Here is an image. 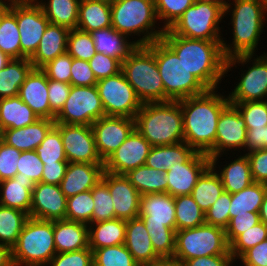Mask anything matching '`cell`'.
<instances>
[{
    "label": "cell",
    "instance_id": "be15d7a7",
    "mask_svg": "<svg viewBox=\"0 0 267 266\" xmlns=\"http://www.w3.org/2000/svg\"><path fill=\"white\" fill-rule=\"evenodd\" d=\"M254 182L267 185V149L246 153Z\"/></svg>",
    "mask_w": 267,
    "mask_h": 266
},
{
    "label": "cell",
    "instance_id": "277c9868",
    "mask_svg": "<svg viewBox=\"0 0 267 266\" xmlns=\"http://www.w3.org/2000/svg\"><path fill=\"white\" fill-rule=\"evenodd\" d=\"M174 197L168 193L141 195L139 217L144 221L153 249L160 258H173L176 240Z\"/></svg>",
    "mask_w": 267,
    "mask_h": 266
},
{
    "label": "cell",
    "instance_id": "f6af8a7d",
    "mask_svg": "<svg viewBox=\"0 0 267 266\" xmlns=\"http://www.w3.org/2000/svg\"><path fill=\"white\" fill-rule=\"evenodd\" d=\"M93 266H139L125 244L92 250Z\"/></svg>",
    "mask_w": 267,
    "mask_h": 266
},
{
    "label": "cell",
    "instance_id": "e7e4bbea",
    "mask_svg": "<svg viewBox=\"0 0 267 266\" xmlns=\"http://www.w3.org/2000/svg\"><path fill=\"white\" fill-rule=\"evenodd\" d=\"M236 263L240 266H267V239L245 251Z\"/></svg>",
    "mask_w": 267,
    "mask_h": 266
},
{
    "label": "cell",
    "instance_id": "03108f58",
    "mask_svg": "<svg viewBox=\"0 0 267 266\" xmlns=\"http://www.w3.org/2000/svg\"><path fill=\"white\" fill-rule=\"evenodd\" d=\"M247 136L243 154L255 150L267 149V125L262 128H246Z\"/></svg>",
    "mask_w": 267,
    "mask_h": 266
},
{
    "label": "cell",
    "instance_id": "9f6ffc18",
    "mask_svg": "<svg viewBox=\"0 0 267 266\" xmlns=\"http://www.w3.org/2000/svg\"><path fill=\"white\" fill-rule=\"evenodd\" d=\"M71 65L72 57L65 52L49 61L41 69L46 73L48 79L70 84Z\"/></svg>",
    "mask_w": 267,
    "mask_h": 266
},
{
    "label": "cell",
    "instance_id": "60d3db41",
    "mask_svg": "<svg viewBox=\"0 0 267 266\" xmlns=\"http://www.w3.org/2000/svg\"><path fill=\"white\" fill-rule=\"evenodd\" d=\"M0 50L11 59L21 58L20 32L15 17V3H10V9L1 19Z\"/></svg>",
    "mask_w": 267,
    "mask_h": 266
},
{
    "label": "cell",
    "instance_id": "f907efd6",
    "mask_svg": "<svg viewBox=\"0 0 267 266\" xmlns=\"http://www.w3.org/2000/svg\"><path fill=\"white\" fill-rule=\"evenodd\" d=\"M267 239V225L259 222L241 235L230 244V253L236 261L245 251L258 245Z\"/></svg>",
    "mask_w": 267,
    "mask_h": 266
},
{
    "label": "cell",
    "instance_id": "ffe728a7",
    "mask_svg": "<svg viewBox=\"0 0 267 266\" xmlns=\"http://www.w3.org/2000/svg\"><path fill=\"white\" fill-rule=\"evenodd\" d=\"M209 166L210 158L200 152L185 163L174 164L166 171L167 193L173 197L191 195L198 178Z\"/></svg>",
    "mask_w": 267,
    "mask_h": 266
},
{
    "label": "cell",
    "instance_id": "a7ac6f4b",
    "mask_svg": "<svg viewBox=\"0 0 267 266\" xmlns=\"http://www.w3.org/2000/svg\"><path fill=\"white\" fill-rule=\"evenodd\" d=\"M68 164H44L41 182L60 185L64 178Z\"/></svg>",
    "mask_w": 267,
    "mask_h": 266
},
{
    "label": "cell",
    "instance_id": "94428289",
    "mask_svg": "<svg viewBox=\"0 0 267 266\" xmlns=\"http://www.w3.org/2000/svg\"><path fill=\"white\" fill-rule=\"evenodd\" d=\"M70 84L72 86H93L97 79L90 68L89 61L72 58Z\"/></svg>",
    "mask_w": 267,
    "mask_h": 266
},
{
    "label": "cell",
    "instance_id": "83f0119b",
    "mask_svg": "<svg viewBox=\"0 0 267 266\" xmlns=\"http://www.w3.org/2000/svg\"><path fill=\"white\" fill-rule=\"evenodd\" d=\"M56 253L89 247L88 225L66 219L53 220Z\"/></svg>",
    "mask_w": 267,
    "mask_h": 266
},
{
    "label": "cell",
    "instance_id": "ba28073f",
    "mask_svg": "<svg viewBox=\"0 0 267 266\" xmlns=\"http://www.w3.org/2000/svg\"><path fill=\"white\" fill-rule=\"evenodd\" d=\"M224 3L220 0H196L164 34H175L190 39L222 41Z\"/></svg>",
    "mask_w": 267,
    "mask_h": 266
},
{
    "label": "cell",
    "instance_id": "8992f818",
    "mask_svg": "<svg viewBox=\"0 0 267 266\" xmlns=\"http://www.w3.org/2000/svg\"><path fill=\"white\" fill-rule=\"evenodd\" d=\"M134 119L135 129L152 147L184 141L179 101L143 103Z\"/></svg>",
    "mask_w": 267,
    "mask_h": 266
},
{
    "label": "cell",
    "instance_id": "2644e50d",
    "mask_svg": "<svg viewBox=\"0 0 267 266\" xmlns=\"http://www.w3.org/2000/svg\"><path fill=\"white\" fill-rule=\"evenodd\" d=\"M145 266H183L180 261L174 258H160L151 264Z\"/></svg>",
    "mask_w": 267,
    "mask_h": 266
},
{
    "label": "cell",
    "instance_id": "680465c9",
    "mask_svg": "<svg viewBox=\"0 0 267 266\" xmlns=\"http://www.w3.org/2000/svg\"><path fill=\"white\" fill-rule=\"evenodd\" d=\"M89 64L97 81L113 76L121 71V62L103 53L96 52L89 60Z\"/></svg>",
    "mask_w": 267,
    "mask_h": 266
},
{
    "label": "cell",
    "instance_id": "7bdbcfd3",
    "mask_svg": "<svg viewBox=\"0 0 267 266\" xmlns=\"http://www.w3.org/2000/svg\"><path fill=\"white\" fill-rule=\"evenodd\" d=\"M176 231L198 227L205 223V213L191 195L174 197Z\"/></svg>",
    "mask_w": 267,
    "mask_h": 266
},
{
    "label": "cell",
    "instance_id": "cb8c5ba5",
    "mask_svg": "<svg viewBox=\"0 0 267 266\" xmlns=\"http://www.w3.org/2000/svg\"><path fill=\"white\" fill-rule=\"evenodd\" d=\"M224 155L226 154L210 157V165L219 174L224 191L234 194L245 189L254 182L250 169V163L246 154H236L237 158L234 157L235 159H232V161L229 157L227 159H229L230 163L225 160L226 164L221 165L222 162H219V158L223 157ZM219 163L221 164L218 165ZM220 166H222V168H220Z\"/></svg>",
    "mask_w": 267,
    "mask_h": 266
},
{
    "label": "cell",
    "instance_id": "6f0895ef",
    "mask_svg": "<svg viewBox=\"0 0 267 266\" xmlns=\"http://www.w3.org/2000/svg\"><path fill=\"white\" fill-rule=\"evenodd\" d=\"M21 151L0 139V182L14 178Z\"/></svg>",
    "mask_w": 267,
    "mask_h": 266
},
{
    "label": "cell",
    "instance_id": "d6a6232c",
    "mask_svg": "<svg viewBox=\"0 0 267 266\" xmlns=\"http://www.w3.org/2000/svg\"><path fill=\"white\" fill-rule=\"evenodd\" d=\"M107 27H111L110 0L80 1L77 29L90 33Z\"/></svg>",
    "mask_w": 267,
    "mask_h": 266
},
{
    "label": "cell",
    "instance_id": "f546056e",
    "mask_svg": "<svg viewBox=\"0 0 267 266\" xmlns=\"http://www.w3.org/2000/svg\"><path fill=\"white\" fill-rule=\"evenodd\" d=\"M90 34L93 38L96 52L116 58L121 63L137 47L130 38L112 27L94 30Z\"/></svg>",
    "mask_w": 267,
    "mask_h": 266
},
{
    "label": "cell",
    "instance_id": "7a4b0ae2",
    "mask_svg": "<svg viewBox=\"0 0 267 266\" xmlns=\"http://www.w3.org/2000/svg\"><path fill=\"white\" fill-rule=\"evenodd\" d=\"M161 40L208 90L220 87L227 76L222 41L190 39L175 34H163Z\"/></svg>",
    "mask_w": 267,
    "mask_h": 266
},
{
    "label": "cell",
    "instance_id": "7dc6e473",
    "mask_svg": "<svg viewBox=\"0 0 267 266\" xmlns=\"http://www.w3.org/2000/svg\"><path fill=\"white\" fill-rule=\"evenodd\" d=\"M91 192L94 199L92 223L115 219L113 198L107 184L100 179Z\"/></svg>",
    "mask_w": 267,
    "mask_h": 266
},
{
    "label": "cell",
    "instance_id": "836d02e7",
    "mask_svg": "<svg viewBox=\"0 0 267 266\" xmlns=\"http://www.w3.org/2000/svg\"><path fill=\"white\" fill-rule=\"evenodd\" d=\"M126 224L127 220L117 218L89 224V248L91 250H96L99 248L124 244Z\"/></svg>",
    "mask_w": 267,
    "mask_h": 266
},
{
    "label": "cell",
    "instance_id": "6125c7cd",
    "mask_svg": "<svg viewBox=\"0 0 267 266\" xmlns=\"http://www.w3.org/2000/svg\"><path fill=\"white\" fill-rule=\"evenodd\" d=\"M71 84L48 79V99L51 111L57 115L67 100Z\"/></svg>",
    "mask_w": 267,
    "mask_h": 266
},
{
    "label": "cell",
    "instance_id": "816d5d0a",
    "mask_svg": "<svg viewBox=\"0 0 267 266\" xmlns=\"http://www.w3.org/2000/svg\"><path fill=\"white\" fill-rule=\"evenodd\" d=\"M242 115L246 128H262L267 125V100L230 102Z\"/></svg>",
    "mask_w": 267,
    "mask_h": 266
},
{
    "label": "cell",
    "instance_id": "c3c4849f",
    "mask_svg": "<svg viewBox=\"0 0 267 266\" xmlns=\"http://www.w3.org/2000/svg\"><path fill=\"white\" fill-rule=\"evenodd\" d=\"M196 0H154L155 12L161 27L169 29L178 20L185 10Z\"/></svg>",
    "mask_w": 267,
    "mask_h": 266
},
{
    "label": "cell",
    "instance_id": "8fae6325",
    "mask_svg": "<svg viewBox=\"0 0 267 266\" xmlns=\"http://www.w3.org/2000/svg\"><path fill=\"white\" fill-rule=\"evenodd\" d=\"M257 56V57H255ZM249 62V63H248ZM241 66L239 81L227 95L229 102H252L267 100V53L236 55L226 59L225 74ZM247 65L244 69V66ZM249 65V66H248ZM252 65V66H251ZM232 68V70H231Z\"/></svg>",
    "mask_w": 267,
    "mask_h": 266
},
{
    "label": "cell",
    "instance_id": "74e56055",
    "mask_svg": "<svg viewBox=\"0 0 267 266\" xmlns=\"http://www.w3.org/2000/svg\"><path fill=\"white\" fill-rule=\"evenodd\" d=\"M47 1V2H46ZM39 0L46 18L52 24H57L69 30L77 28L80 0Z\"/></svg>",
    "mask_w": 267,
    "mask_h": 266
},
{
    "label": "cell",
    "instance_id": "30bf717a",
    "mask_svg": "<svg viewBox=\"0 0 267 266\" xmlns=\"http://www.w3.org/2000/svg\"><path fill=\"white\" fill-rule=\"evenodd\" d=\"M56 255L53 221L29 217L12 247L15 266H45Z\"/></svg>",
    "mask_w": 267,
    "mask_h": 266
},
{
    "label": "cell",
    "instance_id": "11a10c76",
    "mask_svg": "<svg viewBox=\"0 0 267 266\" xmlns=\"http://www.w3.org/2000/svg\"><path fill=\"white\" fill-rule=\"evenodd\" d=\"M45 266H93V252L88 247L72 252L56 253Z\"/></svg>",
    "mask_w": 267,
    "mask_h": 266
},
{
    "label": "cell",
    "instance_id": "d590c367",
    "mask_svg": "<svg viewBox=\"0 0 267 266\" xmlns=\"http://www.w3.org/2000/svg\"><path fill=\"white\" fill-rule=\"evenodd\" d=\"M223 191L224 187L221 178L210 165L198 178L191 196L201 210L206 213Z\"/></svg>",
    "mask_w": 267,
    "mask_h": 266
},
{
    "label": "cell",
    "instance_id": "b9f144b4",
    "mask_svg": "<svg viewBox=\"0 0 267 266\" xmlns=\"http://www.w3.org/2000/svg\"><path fill=\"white\" fill-rule=\"evenodd\" d=\"M28 218L22 210L0 205V244L12 248Z\"/></svg>",
    "mask_w": 267,
    "mask_h": 266
},
{
    "label": "cell",
    "instance_id": "2e32d148",
    "mask_svg": "<svg viewBox=\"0 0 267 266\" xmlns=\"http://www.w3.org/2000/svg\"><path fill=\"white\" fill-rule=\"evenodd\" d=\"M15 17L20 32L21 58H31L50 23L37 3H15Z\"/></svg>",
    "mask_w": 267,
    "mask_h": 266
},
{
    "label": "cell",
    "instance_id": "5bb4252c",
    "mask_svg": "<svg viewBox=\"0 0 267 266\" xmlns=\"http://www.w3.org/2000/svg\"><path fill=\"white\" fill-rule=\"evenodd\" d=\"M106 116H122L134 119L142 107L133 87L122 71L96 83Z\"/></svg>",
    "mask_w": 267,
    "mask_h": 266
},
{
    "label": "cell",
    "instance_id": "681fc988",
    "mask_svg": "<svg viewBox=\"0 0 267 266\" xmlns=\"http://www.w3.org/2000/svg\"><path fill=\"white\" fill-rule=\"evenodd\" d=\"M67 53L72 58L89 61L96 54L91 34L77 28L70 30L67 37Z\"/></svg>",
    "mask_w": 267,
    "mask_h": 266
},
{
    "label": "cell",
    "instance_id": "6da1fadb",
    "mask_svg": "<svg viewBox=\"0 0 267 266\" xmlns=\"http://www.w3.org/2000/svg\"><path fill=\"white\" fill-rule=\"evenodd\" d=\"M218 90L210 89L200 95L179 100L184 142L196 152L207 154L213 148L219 117L230 104L228 96Z\"/></svg>",
    "mask_w": 267,
    "mask_h": 266
},
{
    "label": "cell",
    "instance_id": "e0dca14e",
    "mask_svg": "<svg viewBox=\"0 0 267 266\" xmlns=\"http://www.w3.org/2000/svg\"><path fill=\"white\" fill-rule=\"evenodd\" d=\"M246 134L247 129L244 118L233 104H229L219 117L215 145L207 153L208 157L221 154L229 155L233 151L241 153L240 150L244 151L245 148Z\"/></svg>",
    "mask_w": 267,
    "mask_h": 266
},
{
    "label": "cell",
    "instance_id": "89a4df30",
    "mask_svg": "<svg viewBox=\"0 0 267 266\" xmlns=\"http://www.w3.org/2000/svg\"><path fill=\"white\" fill-rule=\"evenodd\" d=\"M0 266H15L12 257V248L0 244Z\"/></svg>",
    "mask_w": 267,
    "mask_h": 266
},
{
    "label": "cell",
    "instance_id": "9c48e42d",
    "mask_svg": "<svg viewBox=\"0 0 267 266\" xmlns=\"http://www.w3.org/2000/svg\"><path fill=\"white\" fill-rule=\"evenodd\" d=\"M121 71L142 103L164 102L163 82L148 46H137L121 63Z\"/></svg>",
    "mask_w": 267,
    "mask_h": 266
},
{
    "label": "cell",
    "instance_id": "8c879c8a",
    "mask_svg": "<svg viewBox=\"0 0 267 266\" xmlns=\"http://www.w3.org/2000/svg\"><path fill=\"white\" fill-rule=\"evenodd\" d=\"M259 217H260V221L263 222L265 225H267V194L261 204V207L259 210Z\"/></svg>",
    "mask_w": 267,
    "mask_h": 266
},
{
    "label": "cell",
    "instance_id": "d4e9b609",
    "mask_svg": "<svg viewBox=\"0 0 267 266\" xmlns=\"http://www.w3.org/2000/svg\"><path fill=\"white\" fill-rule=\"evenodd\" d=\"M104 164L68 163L60 188L66 198L91 190L102 178Z\"/></svg>",
    "mask_w": 267,
    "mask_h": 266
},
{
    "label": "cell",
    "instance_id": "9a60e30c",
    "mask_svg": "<svg viewBox=\"0 0 267 266\" xmlns=\"http://www.w3.org/2000/svg\"><path fill=\"white\" fill-rule=\"evenodd\" d=\"M60 130L69 163L104 164L100 158L91 126L55 123Z\"/></svg>",
    "mask_w": 267,
    "mask_h": 266
},
{
    "label": "cell",
    "instance_id": "753ad0ef",
    "mask_svg": "<svg viewBox=\"0 0 267 266\" xmlns=\"http://www.w3.org/2000/svg\"><path fill=\"white\" fill-rule=\"evenodd\" d=\"M11 60L4 52L0 50V71L7 65Z\"/></svg>",
    "mask_w": 267,
    "mask_h": 266
},
{
    "label": "cell",
    "instance_id": "484cf974",
    "mask_svg": "<svg viewBox=\"0 0 267 266\" xmlns=\"http://www.w3.org/2000/svg\"><path fill=\"white\" fill-rule=\"evenodd\" d=\"M124 244L139 266H145L160 259L153 249L145 223L139 216L127 220Z\"/></svg>",
    "mask_w": 267,
    "mask_h": 266
},
{
    "label": "cell",
    "instance_id": "f35d334b",
    "mask_svg": "<svg viewBox=\"0 0 267 266\" xmlns=\"http://www.w3.org/2000/svg\"><path fill=\"white\" fill-rule=\"evenodd\" d=\"M125 176L141 195L167 193L166 171L143 165L130 170Z\"/></svg>",
    "mask_w": 267,
    "mask_h": 266
},
{
    "label": "cell",
    "instance_id": "ab89813d",
    "mask_svg": "<svg viewBox=\"0 0 267 266\" xmlns=\"http://www.w3.org/2000/svg\"><path fill=\"white\" fill-rule=\"evenodd\" d=\"M267 194V185L253 182L245 189L231 194L230 219L249 212H259Z\"/></svg>",
    "mask_w": 267,
    "mask_h": 266
},
{
    "label": "cell",
    "instance_id": "52a82bcc",
    "mask_svg": "<svg viewBox=\"0 0 267 266\" xmlns=\"http://www.w3.org/2000/svg\"><path fill=\"white\" fill-rule=\"evenodd\" d=\"M147 46L155 54L164 86V102L179 101L208 90L161 39Z\"/></svg>",
    "mask_w": 267,
    "mask_h": 266
},
{
    "label": "cell",
    "instance_id": "603a6c76",
    "mask_svg": "<svg viewBox=\"0 0 267 266\" xmlns=\"http://www.w3.org/2000/svg\"><path fill=\"white\" fill-rule=\"evenodd\" d=\"M18 96L39 118L54 120L48 99V78L41 68H33L19 88Z\"/></svg>",
    "mask_w": 267,
    "mask_h": 266
},
{
    "label": "cell",
    "instance_id": "7402d4cb",
    "mask_svg": "<svg viewBox=\"0 0 267 266\" xmlns=\"http://www.w3.org/2000/svg\"><path fill=\"white\" fill-rule=\"evenodd\" d=\"M113 198L115 219L129 220L139 216L141 194L125 175L104 171L101 178Z\"/></svg>",
    "mask_w": 267,
    "mask_h": 266
},
{
    "label": "cell",
    "instance_id": "ee69618b",
    "mask_svg": "<svg viewBox=\"0 0 267 266\" xmlns=\"http://www.w3.org/2000/svg\"><path fill=\"white\" fill-rule=\"evenodd\" d=\"M44 164H68L60 130L54 125L34 150Z\"/></svg>",
    "mask_w": 267,
    "mask_h": 266
},
{
    "label": "cell",
    "instance_id": "11e5206c",
    "mask_svg": "<svg viewBox=\"0 0 267 266\" xmlns=\"http://www.w3.org/2000/svg\"><path fill=\"white\" fill-rule=\"evenodd\" d=\"M6 3H37L39 0H4Z\"/></svg>",
    "mask_w": 267,
    "mask_h": 266
},
{
    "label": "cell",
    "instance_id": "4316f807",
    "mask_svg": "<svg viewBox=\"0 0 267 266\" xmlns=\"http://www.w3.org/2000/svg\"><path fill=\"white\" fill-rule=\"evenodd\" d=\"M54 125V120L40 118L31 125L1 131L0 139L21 152L33 151L41 144L48 131Z\"/></svg>",
    "mask_w": 267,
    "mask_h": 266
},
{
    "label": "cell",
    "instance_id": "5b68a950",
    "mask_svg": "<svg viewBox=\"0 0 267 266\" xmlns=\"http://www.w3.org/2000/svg\"><path fill=\"white\" fill-rule=\"evenodd\" d=\"M110 5L111 27L128 38L132 36L137 46H147L163 36L165 30L158 27L154 0H110Z\"/></svg>",
    "mask_w": 267,
    "mask_h": 266
},
{
    "label": "cell",
    "instance_id": "8d00e7d4",
    "mask_svg": "<svg viewBox=\"0 0 267 266\" xmlns=\"http://www.w3.org/2000/svg\"><path fill=\"white\" fill-rule=\"evenodd\" d=\"M33 68L29 58L11 59L0 71V98L18 96L20 86Z\"/></svg>",
    "mask_w": 267,
    "mask_h": 266
},
{
    "label": "cell",
    "instance_id": "ac0fdd59",
    "mask_svg": "<svg viewBox=\"0 0 267 266\" xmlns=\"http://www.w3.org/2000/svg\"><path fill=\"white\" fill-rule=\"evenodd\" d=\"M91 127L98 154L105 161L135 130V119L105 115Z\"/></svg>",
    "mask_w": 267,
    "mask_h": 266
},
{
    "label": "cell",
    "instance_id": "44dd1931",
    "mask_svg": "<svg viewBox=\"0 0 267 266\" xmlns=\"http://www.w3.org/2000/svg\"><path fill=\"white\" fill-rule=\"evenodd\" d=\"M31 197V218L48 221L66 218L67 198L60 185L36 183Z\"/></svg>",
    "mask_w": 267,
    "mask_h": 266
},
{
    "label": "cell",
    "instance_id": "db71d44e",
    "mask_svg": "<svg viewBox=\"0 0 267 266\" xmlns=\"http://www.w3.org/2000/svg\"><path fill=\"white\" fill-rule=\"evenodd\" d=\"M231 194L223 191L218 200L205 213V223L226 229L230 222Z\"/></svg>",
    "mask_w": 267,
    "mask_h": 266
},
{
    "label": "cell",
    "instance_id": "1f68e13d",
    "mask_svg": "<svg viewBox=\"0 0 267 266\" xmlns=\"http://www.w3.org/2000/svg\"><path fill=\"white\" fill-rule=\"evenodd\" d=\"M39 116L19 96L0 98V132L36 122Z\"/></svg>",
    "mask_w": 267,
    "mask_h": 266
},
{
    "label": "cell",
    "instance_id": "2a66077c",
    "mask_svg": "<svg viewBox=\"0 0 267 266\" xmlns=\"http://www.w3.org/2000/svg\"><path fill=\"white\" fill-rule=\"evenodd\" d=\"M4 2H5L4 0H0V6H1Z\"/></svg>",
    "mask_w": 267,
    "mask_h": 266
},
{
    "label": "cell",
    "instance_id": "e575fe53",
    "mask_svg": "<svg viewBox=\"0 0 267 266\" xmlns=\"http://www.w3.org/2000/svg\"><path fill=\"white\" fill-rule=\"evenodd\" d=\"M196 151L186 142L151 147L145 165L160 171H167L177 163L187 162Z\"/></svg>",
    "mask_w": 267,
    "mask_h": 266
},
{
    "label": "cell",
    "instance_id": "d6986e66",
    "mask_svg": "<svg viewBox=\"0 0 267 266\" xmlns=\"http://www.w3.org/2000/svg\"><path fill=\"white\" fill-rule=\"evenodd\" d=\"M151 144L135 129L104 161V171L125 175L146 163Z\"/></svg>",
    "mask_w": 267,
    "mask_h": 266
},
{
    "label": "cell",
    "instance_id": "003e7915",
    "mask_svg": "<svg viewBox=\"0 0 267 266\" xmlns=\"http://www.w3.org/2000/svg\"><path fill=\"white\" fill-rule=\"evenodd\" d=\"M235 260L232 255H212L186 260L183 266H233Z\"/></svg>",
    "mask_w": 267,
    "mask_h": 266
},
{
    "label": "cell",
    "instance_id": "34e18365",
    "mask_svg": "<svg viewBox=\"0 0 267 266\" xmlns=\"http://www.w3.org/2000/svg\"><path fill=\"white\" fill-rule=\"evenodd\" d=\"M10 9V3H6L4 2L1 6H0V24H1V19L3 17V15Z\"/></svg>",
    "mask_w": 267,
    "mask_h": 266
},
{
    "label": "cell",
    "instance_id": "bcb514c9",
    "mask_svg": "<svg viewBox=\"0 0 267 266\" xmlns=\"http://www.w3.org/2000/svg\"><path fill=\"white\" fill-rule=\"evenodd\" d=\"M94 199L91 190L67 198L66 220L84 224L92 223Z\"/></svg>",
    "mask_w": 267,
    "mask_h": 266
},
{
    "label": "cell",
    "instance_id": "3957f363",
    "mask_svg": "<svg viewBox=\"0 0 267 266\" xmlns=\"http://www.w3.org/2000/svg\"><path fill=\"white\" fill-rule=\"evenodd\" d=\"M229 13V14H228ZM231 13V14H230ZM230 15L232 42L222 38L224 57L256 54L267 21V3L262 0H229L224 3V17ZM232 43V44H231Z\"/></svg>",
    "mask_w": 267,
    "mask_h": 266
},
{
    "label": "cell",
    "instance_id": "4fadbf2b",
    "mask_svg": "<svg viewBox=\"0 0 267 266\" xmlns=\"http://www.w3.org/2000/svg\"><path fill=\"white\" fill-rule=\"evenodd\" d=\"M103 116L105 111L96 85L71 86L70 94L54 121L91 126Z\"/></svg>",
    "mask_w": 267,
    "mask_h": 266
},
{
    "label": "cell",
    "instance_id": "f1b7e54d",
    "mask_svg": "<svg viewBox=\"0 0 267 266\" xmlns=\"http://www.w3.org/2000/svg\"><path fill=\"white\" fill-rule=\"evenodd\" d=\"M69 29L49 23L38 46L30 58L34 68H42L49 61L67 52V37Z\"/></svg>",
    "mask_w": 267,
    "mask_h": 266
},
{
    "label": "cell",
    "instance_id": "7c38bea8",
    "mask_svg": "<svg viewBox=\"0 0 267 266\" xmlns=\"http://www.w3.org/2000/svg\"><path fill=\"white\" fill-rule=\"evenodd\" d=\"M212 255H231L224 229L204 223L176 231L174 259L183 263Z\"/></svg>",
    "mask_w": 267,
    "mask_h": 266
},
{
    "label": "cell",
    "instance_id": "4dcf8cb0",
    "mask_svg": "<svg viewBox=\"0 0 267 266\" xmlns=\"http://www.w3.org/2000/svg\"><path fill=\"white\" fill-rule=\"evenodd\" d=\"M35 183L20 177L0 182V205L24 211L30 217L32 190Z\"/></svg>",
    "mask_w": 267,
    "mask_h": 266
},
{
    "label": "cell",
    "instance_id": "f5cc1de1",
    "mask_svg": "<svg viewBox=\"0 0 267 266\" xmlns=\"http://www.w3.org/2000/svg\"><path fill=\"white\" fill-rule=\"evenodd\" d=\"M43 165L44 163L34 150L21 152L17 162V174L15 177L32 180L35 184L40 183Z\"/></svg>",
    "mask_w": 267,
    "mask_h": 266
},
{
    "label": "cell",
    "instance_id": "91938a15",
    "mask_svg": "<svg viewBox=\"0 0 267 266\" xmlns=\"http://www.w3.org/2000/svg\"><path fill=\"white\" fill-rule=\"evenodd\" d=\"M260 221L259 212H249L230 219L225 229L226 239L230 245L239 235L257 225Z\"/></svg>",
    "mask_w": 267,
    "mask_h": 266
}]
</instances>
